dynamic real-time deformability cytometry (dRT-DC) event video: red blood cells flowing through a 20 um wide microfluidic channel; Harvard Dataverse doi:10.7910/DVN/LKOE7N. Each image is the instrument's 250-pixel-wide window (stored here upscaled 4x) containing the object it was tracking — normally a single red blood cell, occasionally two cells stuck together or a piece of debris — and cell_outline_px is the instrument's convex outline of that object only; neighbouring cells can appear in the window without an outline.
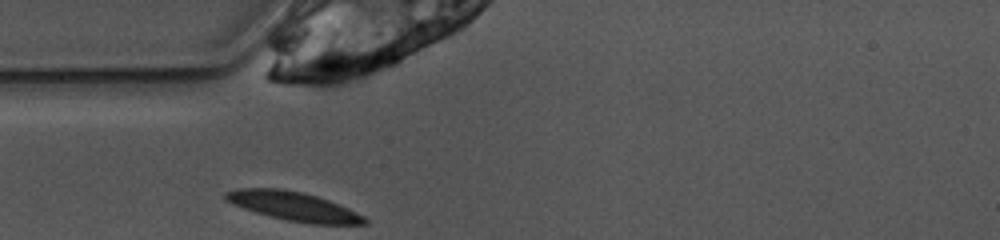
{"species": "common noctule bat (a hibernating species)", "species_latin": "Nyctalus noctula", "temperature_condition": "warm", "stored_images_in_passage": 25, "camera_frame_rate_fps": 3000, "um_per_image_px": 0.085, "animal": {"sex": "female", "body_mass_g": 10.0, "forearm_length_mm": 53.1}, "frame": {"image": 1, "passage_image": 1, "time_ms": 0.0, "image_size_px": [1000, 240], "cell_outline_px": [[368, 224], [312, 224], [288, 220], [256, 212], [232, 204], [224, 200], [224, 192], [240, 188], [280, 188], [300, 192], [316, 196], [328, 200], [348, 208], [364, 216], [368, 220]], "centroid_in_image_um": [24.94, 17.53], "position_along_channel_um": 60.1, "area_um2": 23.18}}
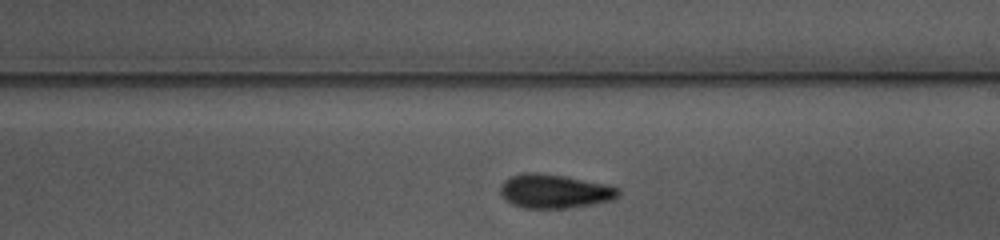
{"frame": {"image": 2, "passage_image": 15, "time_ms": 4.667, "image_size_px": [1000, 240], "cell_outline_px": [[620, 196], [612, 200], [572, 208], [524, 208], [512, 204], [500, 196], [500, 184], [504, 180], [512, 176], [524, 172], [536, 172], [564, 176], [604, 184], [620, 188]], "centroid_in_image_um": [47.11, 16.26], "position_along_channel_um": 241.9, "area_um2": 23.47}}
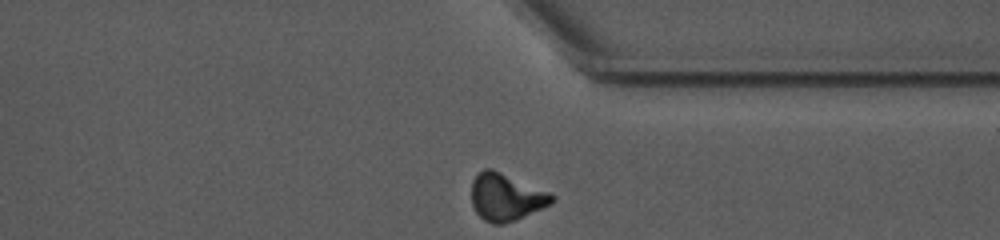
{"frame": {"image": 3, "passage_image": 25, "time_ms": 8.0, "image_size_px": [1000, 240], "cell_outline_px": [[556, 200], [552, 204], [516, 220], [504, 224], [492, 224], [484, 220], [476, 212], [472, 204], [472, 180], [484, 168], [492, 168], [552, 192], [556, 196]], "centroid_in_image_um": [43.06, 16.75], "position_along_channel_um": 368.3, "area_um2": 22.54}, "authors_computed_cell_mechanics": {"area_um2": 22.4264, "velocity_mm_per_s": 3.8832, "shape_relaxation_time_tau1_ms": 5.6184, "shape_relaxation_time_tau2_ms": 5.197, "deformation_change_tau1": 0.1764, "deformation_change_tau2": 0.1123}}